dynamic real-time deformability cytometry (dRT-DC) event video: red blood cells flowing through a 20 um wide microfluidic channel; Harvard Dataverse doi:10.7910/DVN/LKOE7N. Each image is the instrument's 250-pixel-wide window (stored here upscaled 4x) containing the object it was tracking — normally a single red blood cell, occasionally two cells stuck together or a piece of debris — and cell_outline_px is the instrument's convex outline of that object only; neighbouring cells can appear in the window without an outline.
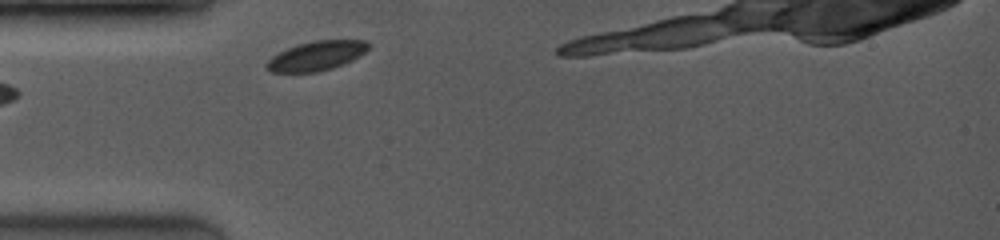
{"species": "common noctule bat (a hibernating species)", "species_latin": "Nyctalus noctula", "temperature_condition": "room temperature", "stored_images_in_passage": 4, "camera_frame_rate_fps": 3500, "um_per_image_px": 0.085, "animal": {"sex": "female", "body_mass_g": 19.0, "forearm_length_mm": 53.3}, "frame": {"image": 1, "passage_image": 1, "time_ms": 0.0, "image_size_px": [1000, 240], "cell_outline_px": [[372, 44], [360, 56], [352, 60], [332, 68], [316, 72], [272, 72], [264, 68], [264, 64], [272, 56], [288, 48], [312, 40], [368, 40]], "centroid_in_image_um": [26.91, 4.74], "position_along_channel_um": 58.1, "area_um2": 17.46}}
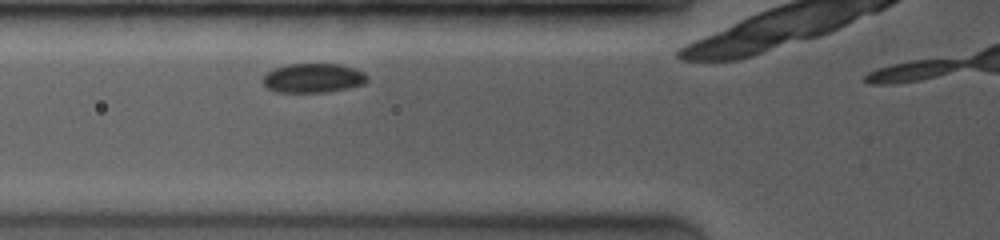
{"frame": {"image": 2, "passage_image": 3, "time_ms": 1.143, "image_size_px": [1000, 240], "cell_outline_px": [[368, 80], [364, 84], [348, 88], [328, 92], [276, 92], [268, 88], [264, 84], [264, 76], [268, 72], [276, 68], [288, 64], [340, 64], [364, 72], [368, 76]], "centroid_in_image_um": [26.66, 6.64], "position_along_channel_um": 99.1, "area_um2": 17.69}}